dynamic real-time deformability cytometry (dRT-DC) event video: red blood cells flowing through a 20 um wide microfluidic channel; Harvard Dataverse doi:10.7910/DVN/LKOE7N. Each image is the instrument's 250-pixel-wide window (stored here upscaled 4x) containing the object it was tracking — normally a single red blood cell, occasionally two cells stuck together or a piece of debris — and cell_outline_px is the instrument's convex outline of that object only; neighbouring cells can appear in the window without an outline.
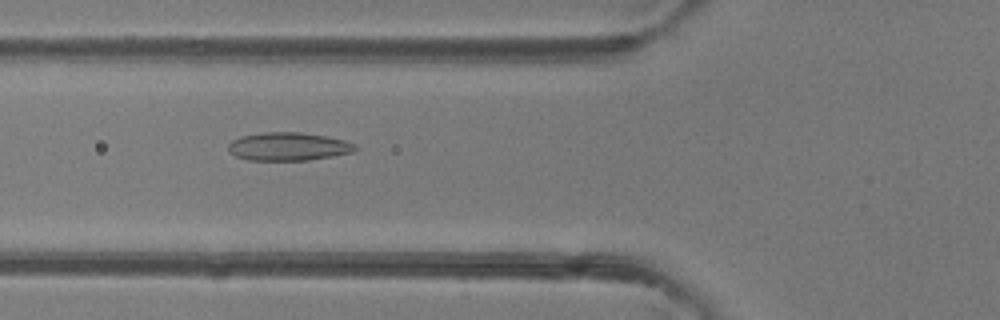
{"species": "common noctule bat (a hibernating species)", "species_latin": "Nyctalus noctula", "temperature_condition": "room temperature", "stored_images_in_passage": 7, "camera_frame_rate_fps": 3000, "um_per_image_px": 0.085, "animal": {"sex": "female"}, "frame": {"image": 1, "passage_image": 5, "time_ms": 1.333, "image_size_px": [1000, 320], "cell_outline_px": [[360, 148], [352, 152], [332, 156], [308, 160], [248, 160], [236, 156], [228, 148], [228, 144], [232, 140], [240, 136], [264, 132], [300, 132], [328, 136], [344, 140], [356, 144]], "centroid_in_image_um": [24.54, 12.44], "position_along_channel_um": 101.3, "area_um2": 20.92}}
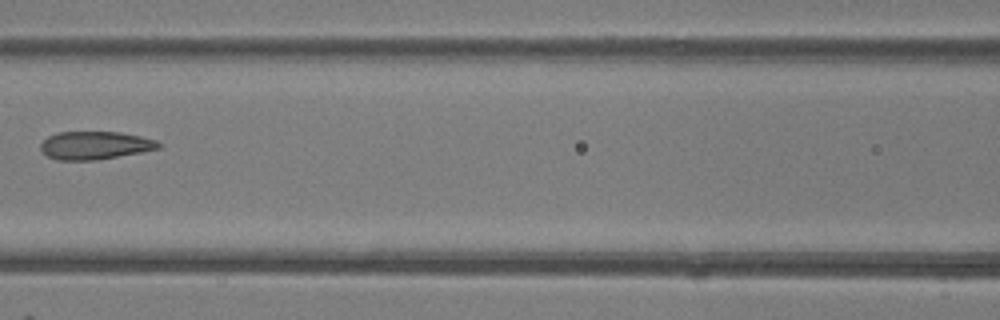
{"frame": {"image": 2, "passage_image": 6, "time_ms": 1.667, "image_size_px": [1000, 320], "cell_outline_px": [[160, 148], [140, 152], [96, 160], [56, 160], [48, 156], [40, 148], [40, 144], [48, 136], [56, 132], [120, 132], [140, 136], [156, 140], [160, 144]], "centroid_in_image_um": [8.05, 12.35], "position_along_channel_um": 158.6, "area_um2": 19.13}}
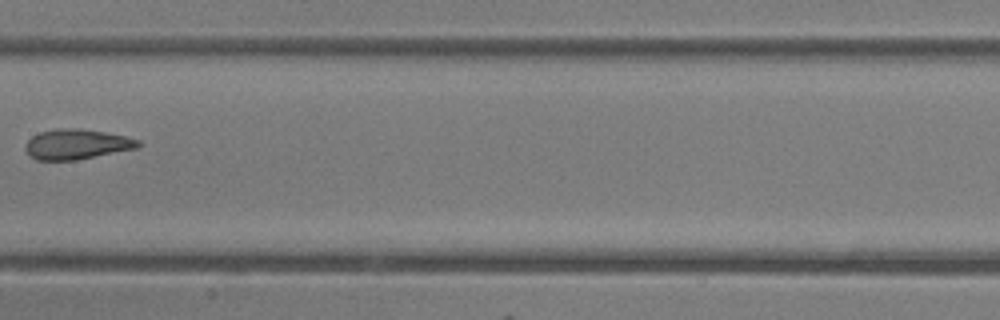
{"frame": {"image": 3, "passage_image": 7, "time_ms": 2.0, "image_size_px": [1000, 320], "cell_outline_px": [[140, 148], [76, 160], [36, 160], [24, 148], [28, 140], [32, 136], [40, 132], [56, 128], [80, 128], [104, 132], [124, 136], [140, 140]], "centroid_in_image_um": [6.54, 12.26], "position_along_channel_um": 200.9, "area_um2": 19.83}}